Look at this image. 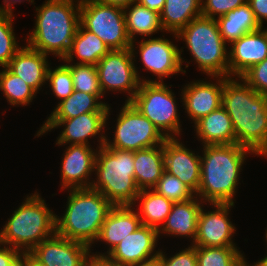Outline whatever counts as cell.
I'll return each instance as SVG.
<instances>
[{
	"label": "cell",
	"instance_id": "obj_24",
	"mask_svg": "<svg viewBox=\"0 0 267 266\" xmlns=\"http://www.w3.org/2000/svg\"><path fill=\"white\" fill-rule=\"evenodd\" d=\"M194 126L198 142L206 145L236 144L232 120L223 106L201 118Z\"/></svg>",
	"mask_w": 267,
	"mask_h": 266
},
{
	"label": "cell",
	"instance_id": "obj_8",
	"mask_svg": "<svg viewBox=\"0 0 267 266\" xmlns=\"http://www.w3.org/2000/svg\"><path fill=\"white\" fill-rule=\"evenodd\" d=\"M172 84L140 82L138 91L130 101L138 111L147 117L166 138L183 135L179 103L171 89Z\"/></svg>",
	"mask_w": 267,
	"mask_h": 266
},
{
	"label": "cell",
	"instance_id": "obj_15",
	"mask_svg": "<svg viewBox=\"0 0 267 266\" xmlns=\"http://www.w3.org/2000/svg\"><path fill=\"white\" fill-rule=\"evenodd\" d=\"M207 78L209 76L204 78L205 80L188 81L180 89V103L182 102L186 116L194 124L222 106L223 83L228 77L210 76L209 80Z\"/></svg>",
	"mask_w": 267,
	"mask_h": 266
},
{
	"label": "cell",
	"instance_id": "obj_2",
	"mask_svg": "<svg viewBox=\"0 0 267 266\" xmlns=\"http://www.w3.org/2000/svg\"><path fill=\"white\" fill-rule=\"evenodd\" d=\"M201 149L200 183L195 195L205 204H235L240 172L247 158L256 154L238 144L206 145Z\"/></svg>",
	"mask_w": 267,
	"mask_h": 266
},
{
	"label": "cell",
	"instance_id": "obj_49",
	"mask_svg": "<svg viewBox=\"0 0 267 266\" xmlns=\"http://www.w3.org/2000/svg\"><path fill=\"white\" fill-rule=\"evenodd\" d=\"M49 1L69 2L81 6L86 0H49Z\"/></svg>",
	"mask_w": 267,
	"mask_h": 266
},
{
	"label": "cell",
	"instance_id": "obj_39",
	"mask_svg": "<svg viewBox=\"0 0 267 266\" xmlns=\"http://www.w3.org/2000/svg\"><path fill=\"white\" fill-rule=\"evenodd\" d=\"M240 77L256 92L267 95V58L251 66Z\"/></svg>",
	"mask_w": 267,
	"mask_h": 266
},
{
	"label": "cell",
	"instance_id": "obj_34",
	"mask_svg": "<svg viewBox=\"0 0 267 266\" xmlns=\"http://www.w3.org/2000/svg\"><path fill=\"white\" fill-rule=\"evenodd\" d=\"M65 64L70 68L75 91L94 94L100 100L105 98L100 87L96 65L75 63Z\"/></svg>",
	"mask_w": 267,
	"mask_h": 266
},
{
	"label": "cell",
	"instance_id": "obj_22",
	"mask_svg": "<svg viewBox=\"0 0 267 266\" xmlns=\"http://www.w3.org/2000/svg\"><path fill=\"white\" fill-rule=\"evenodd\" d=\"M205 205L198 196L185 201L173 203L165 223L158 230V237L174 236L190 240L194 243L197 234L198 217L202 206ZM163 234V235H162Z\"/></svg>",
	"mask_w": 267,
	"mask_h": 266
},
{
	"label": "cell",
	"instance_id": "obj_10",
	"mask_svg": "<svg viewBox=\"0 0 267 266\" xmlns=\"http://www.w3.org/2000/svg\"><path fill=\"white\" fill-rule=\"evenodd\" d=\"M144 38L141 41L131 42V52L135 62V71L140 82H158L163 83L168 77L173 75L183 74V69L180 60V48L174 44L171 39L164 37ZM139 53V55H137ZM142 62L144 71L152 73V76L157 78H145L146 76H140L142 71L138 70L136 59ZM141 72V73H140ZM170 76V77H169ZM144 77V78H143ZM164 79V80H163Z\"/></svg>",
	"mask_w": 267,
	"mask_h": 266
},
{
	"label": "cell",
	"instance_id": "obj_35",
	"mask_svg": "<svg viewBox=\"0 0 267 266\" xmlns=\"http://www.w3.org/2000/svg\"><path fill=\"white\" fill-rule=\"evenodd\" d=\"M14 14L0 12V67H6L22 48L14 32Z\"/></svg>",
	"mask_w": 267,
	"mask_h": 266
},
{
	"label": "cell",
	"instance_id": "obj_45",
	"mask_svg": "<svg viewBox=\"0 0 267 266\" xmlns=\"http://www.w3.org/2000/svg\"><path fill=\"white\" fill-rule=\"evenodd\" d=\"M140 5L145 6L146 8L161 12L165 3V0H136Z\"/></svg>",
	"mask_w": 267,
	"mask_h": 266
},
{
	"label": "cell",
	"instance_id": "obj_1",
	"mask_svg": "<svg viewBox=\"0 0 267 266\" xmlns=\"http://www.w3.org/2000/svg\"><path fill=\"white\" fill-rule=\"evenodd\" d=\"M222 106L232 120L236 144L267 158V95L256 92L241 77H228Z\"/></svg>",
	"mask_w": 267,
	"mask_h": 266
},
{
	"label": "cell",
	"instance_id": "obj_44",
	"mask_svg": "<svg viewBox=\"0 0 267 266\" xmlns=\"http://www.w3.org/2000/svg\"><path fill=\"white\" fill-rule=\"evenodd\" d=\"M27 1L30 5L36 4L34 1L35 0H3L2 3L0 4V12L1 13H9V14H14V4L17 3H22Z\"/></svg>",
	"mask_w": 267,
	"mask_h": 266
},
{
	"label": "cell",
	"instance_id": "obj_17",
	"mask_svg": "<svg viewBox=\"0 0 267 266\" xmlns=\"http://www.w3.org/2000/svg\"><path fill=\"white\" fill-rule=\"evenodd\" d=\"M158 242V230L141 225L136 231L121 240L106 257L118 266L148 262L158 257L160 251Z\"/></svg>",
	"mask_w": 267,
	"mask_h": 266
},
{
	"label": "cell",
	"instance_id": "obj_13",
	"mask_svg": "<svg viewBox=\"0 0 267 266\" xmlns=\"http://www.w3.org/2000/svg\"><path fill=\"white\" fill-rule=\"evenodd\" d=\"M103 95L112 92L127 93L125 102H130L138 91L140 81L135 71V62L130 48L110 50L96 64Z\"/></svg>",
	"mask_w": 267,
	"mask_h": 266
},
{
	"label": "cell",
	"instance_id": "obj_6",
	"mask_svg": "<svg viewBox=\"0 0 267 266\" xmlns=\"http://www.w3.org/2000/svg\"><path fill=\"white\" fill-rule=\"evenodd\" d=\"M56 213L39 192L29 193L0 230V243L30 253L56 233Z\"/></svg>",
	"mask_w": 267,
	"mask_h": 266
},
{
	"label": "cell",
	"instance_id": "obj_37",
	"mask_svg": "<svg viewBox=\"0 0 267 266\" xmlns=\"http://www.w3.org/2000/svg\"><path fill=\"white\" fill-rule=\"evenodd\" d=\"M153 190L173 203L185 202L196 196L188 186L166 171L163 172Z\"/></svg>",
	"mask_w": 267,
	"mask_h": 266
},
{
	"label": "cell",
	"instance_id": "obj_29",
	"mask_svg": "<svg viewBox=\"0 0 267 266\" xmlns=\"http://www.w3.org/2000/svg\"><path fill=\"white\" fill-rule=\"evenodd\" d=\"M216 21L221 37L228 46L241 36L261 28L247 2L224 16L218 17Z\"/></svg>",
	"mask_w": 267,
	"mask_h": 266
},
{
	"label": "cell",
	"instance_id": "obj_40",
	"mask_svg": "<svg viewBox=\"0 0 267 266\" xmlns=\"http://www.w3.org/2000/svg\"><path fill=\"white\" fill-rule=\"evenodd\" d=\"M246 2L247 0H202V16L217 19Z\"/></svg>",
	"mask_w": 267,
	"mask_h": 266
},
{
	"label": "cell",
	"instance_id": "obj_16",
	"mask_svg": "<svg viewBox=\"0 0 267 266\" xmlns=\"http://www.w3.org/2000/svg\"><path fill=\"white\" fill-rule=\"evenodd\" d=\"M29 255L39 266H84L91 248L55 233L38 244Z\"/></svg>",
	"mask_w": 267,
	"mask_h": 266
},
{
	"label": "cell",
	"instance_id": "obj_30",
	"mask_svg": "<svg viewBox=\"0 0 267 266\" xmlns=\"http://www.w3.org/2000/svg\"><path fill=\"white\" fill-rule=\"evenodd\" d=\"M139 203V205H138ZM173 202L153 189L140 190L133 207L138 212L142 225L159 230L171 211Z\"/></svg>",
	"mask_w": 267,
	"mask_h": 266
},
{
	"label": "cell",
	"instance_id": "obj_41",
	"mask_svg": "<svg viewBox=\"0 0 267 266\" xmlns=\"http://www.w3.org/2000/svg\"><path fill=\"white\" fill-rule=\"evenodd\" d=\"M251 10L254 13L256 21L261 27L267 22V0H247Z\"/></svg>",
	"mask_w": 267,
	"mask_h": 266
},
{
	"label": "cell",
	"instance_id": "obj_20",
	"mask_svg": "<svg viewBox=\"0 0 267 266\" xmlns=\"http://www.w3.org/2000/svg\"><path fill=\"white\" fill-rule=\"evenodd\" d=\"M229 77H240L251 66L267 58V31L264 27L247 33L228 47Z\"/></svg>",
	"mask_w": 267,
	"mask_h": 266
},
{
	"label": "cell",
	"instance_id": "obj_42",
	"mask_svg": "<svg viewBox=\"0 0 267 266\" xmlns=\"http://www.w3.org/2000/svg\"><path fill=\"white\" fill-rule=\"evenodd\" d=\"M21 252L0 243V266H8Z\"/></svg>",
	"mask_w": 267,
	"mask_h": 266
},
{
	"label": "cell",
	"instance_id": "obj_18",
	"mask_svg": "<svg viewBox=\"0 0 267 266\" xmlns=\"http://www.w3.org/2000/svg\"><path fill=\"white\" fill-rule=\"evenodd\" d=\"M60 167L61 191L90 188L98 148L87 145H67Z\"/></svg>",
	"mask_w": 267,
	"mask_h": 266
},
{
	"label": "cell",
	"instance_id": "obj_4",
	"mask_svg": "<svg viewBox=\"0 0 267 266\" xmlns=\"http://www.w3.org/2000/svg\"><path fill=\"white\" fill-rule=\"evenodd\" d=\"M64 213L56 214V233L88 245L91 250L109 211L114 206L99 191L91 188L67 189ZM94 244V245H93Z\"/></svg>",
	"mask_w": 267,
	"mask_h": 266
},
{
	"label": "cell",
	"instance_id": "obj_36",
	"mask_svg": "<svg viewBox=\"0 0 267 266\" xmlns=\"http://www.w3.org/2000/svg\"><path fill=\"white\" fill-rule=\"evenodd\" d=\"M46 88H50L52 93L59 102L68 98L74 91L73 79L70 68L62 62L60 65L48 68Z\"/></svg>",
	"mask_w": 267,
	"mask_h": 266
},
{
	"label": "cell",
	"instance_id": "obj_52",
	"mask_svg": "<svg viewBox=\"0 0 267 266\" xmlns=\"http://www.w3.org/2000/svg\"><path fill=\"white\" fill-rule=\"evenodd\" d=\"M29 266H39L38 264H36L30 257L29 255Z\"/></svg>",
	"mask_w": 267,
	"mask_h": 266
},
{
	"label": "cell",
	"instance_id": "obj_26",
	"mask_svg": "<svg viewBox=\"0 0 267 266\" xmlns=\"http://www.w3.org/2000/svg\"><path fill=\"white\" fill-rule=\"evenodd\" d=\"M134 177L140 190L153 189L165 171L163 144L134 151Z\"/></svg>",
	"mask_w": 267,
	"mask_h": 266
},
{
	"label": "cell",
	"instance_id": "obj_28",
	"mask_svg": "<svg viewBox=\"0 0 267 266\" xmlns=\"http://www.w3.org/2000/svg\"><path fill=\"white\" fill-rule=\"evenodd\" d=\"M109 105L94 94L74 90L68 98L53 107V111L45 121H61L88 112H107Z\"/></svg>",
	"mask_w": 267,
	"mask_h": 266
},
{
	"label": "cell",
	"instance_id": "obj_19",
	"mask_svg": "<svg viewBox=\"0 0 267 266\" xmlns=\"http://www.w3.org/2000/svg\"><path fill=\"white\" fill-rule=\"evenodd\" d=\"M196 152V153H195ZM199 152L193 151L179 138H167L163 144L165 171L176 176L195 194L198 191L201 175Z\"/></svg>",
	"mask_w": 267,
	"mask_h": 266
},
{
	"label": "cell",
	"instance_id": "obj_11",
	"mask_svg": "<svg viewBox=\"0 0 267 266\" xmlns=\"http://www.w3.org/2000/svg\"><path fill=\"white\" fill-rule=\"evenodd\" d=\"M80 24L96 34L110 50H124L131 46L121 7L86 0L80 6Z\"/></svg>",
	"mask_w": 267,
	"mask_h": 266
},
{
	"label": "cell",
	"instance_id": "obj_47",
	"mask_svg": "<svg viewBox=\"0 0 267 266\" xmlns=\"http://www.w3.org/2000/svg\"><path fill=\"white\" fill-rule=\"evenodd\" d=\"M99 2H103L106 4H111L114 6H118L121 8H125L127 7L129 4H131L132 2H135L136 0H97Z\"/></svg>",
	"mask_w": 267,
	"mask_h": 266
},
{
	"label": "cell",
	"instance_id": "obj_43",
	"mask_svg": "<svg viewBox=\"0 0 267 266\" xmlns=\"http://www.w3.org/2000/svg\"><path fill=\"white\" fill-rule=\"evenodd\" d=\"M84 266H118L116 263L111 262L106 256L90 255Z\"/></svg>",
	"mask_w": 267,
	"mask_h": 266
},
{
	"label": "cell",
	"instance_id": "obj_3",
	"mask_svg": "<svg viewBox=\"0 0 267 266\" xmlns=\"http://www.w3.org/2000/svg\"><path fill=\"white\" fill-rule=\"evenodd\" d=\"M34 7L35 26L27 33L25 44L58 60L64 59L80 24V6L45 0L42 5Z\"/></svg>",
	"mask_w": 267,
	"mask_h": 266
},
{
	"label": "cell",
	"instance_id": "obj_31",
	"mask_svg": "<svg viewBox=\"0 0 267 266\" xmlns=\"http://www.w3.org/2000/svg\"><path fill=\"white\" fill-rule=\"evenodd\" d=\"M202 16V0H165L160 19L166 34L178 33L193 19Z\"/></svg>",
	"mask_w": 267,
	"mask_h": 266
},
{
	"label": "cell",
	"instance_id": "obj_5",
	"mask_svg": "<svg viewBox=\"0 0 267 266\" xmlns=\"http://www.w3.org/2000/svg\"><path fill=\"white\" fill-rule=\"evenodd\" d=\"M176 42H185L191 54V61H187L182 56L184 47L180 48V60L184 74L190 62H195L198 71L206 76L229 77V55L228 45L221 37L216 19L204 16L197 17L190 21L177 34L170 33ZM186 60V62H185Z\"/></svg>",
	"mask_w": 267,
	"mask_h": 266
},
{
	"label": "cell",
	"instance_id": "obj_48",
	"mask_svg": "<svg viewBox=\"0 0 267 266\" xmlns=\"http://www.w3.org/2000/svg\"><path fill=\"white\" fill-rule=\"evenodd\" d=\"M130 266H160V265H159L158 259L156 258V259L150 260L148 262L133 264Z\"/></svg>",
	"mask_w": 267,
	"mask_h": 266
},
{
	"label": "cell",
	"instance_id": "obj_53",
	"mask_svg": "<svg viewBox=\"0 0 267 266\" xmlns=\"http://www.w3.org/2000/svg\"><path fill=\"white\" fill-rule=\"evenodd\" d=\"M264 238H265L264 240H265V242H266L265 245H267V228L265 229V237H264ZM266 247H267V246H266ZM266 251H267V250H266ZM266 254H267V252H266ZM266 254H265V256H267Z\"/></svg>",
	"mask_w": 267,
	"mask_h": 266
},
{
	"label": "cell",
	"instance_id": "obj_21",
	"mask_svg": "<svg viewBox=\"0 0 267 266\" xmlns=\"http://www.w3.org/2000/svg\"><path fill=\"white\" fill-rule=\"evenodd\" d=\"M142 222L132 205L113 206L109 211L96 242L107 245V251L92 252L94 256H106L127 235L136 231ZM103 242V243H102Z\"/></svg>",
	"mask_w": 267,
	"mask_h": 266
},
{
	"label": "cell",
	"instance_id": "obj_46",
	"mask_svg": "<svg viewBox=\"0 0 267 266\" xmlns=\"http://www.w3.org/2000/svg\"><path fill=\"white\" fill-rule=\"evenodd\" d=\"M8 266H29V253H20Z\"/></svg>",
	"mask_w": 267,
	"mask_h": 266
},
{
	"label": "cell",
	"instance_id": "obj_50",
	"mask_svg": "<svg viewBox=\"0 0 267 266\" xmlns=\"http://www.w3.org/2000/svg\"><path fill=\"white\" fill-rule=\"evenodd\" d=\"M264 258L259 259L258 261L254 262L255 266H267V256H263Z\"/></svg>",
	"mask_w": 267,
	"mask_h": 266
},
{
	"label": "cell",
	"instance_id": "obj_27",
	"mask_svg": "<svg viewBox=\"0 0 267 266\" xmlns=\"http://www.w3.org/2000/svg\"><path fill=\"white\" fill-rule=\"evenodd\" d=\"M127 35L131 42L137 40V36L152 38V35L165 30L162 27L160 13L140 5L137 1L123 8Z\"/></svg>",
	"mask_w": 267,
	"mask_h": 266
},
{
	"label": "cell",
	"instance_id": "obj_23",
	"mask_svg": "<svg viewBox=\"0 0 267 266\" xmlns=\"http://www.w3.org/2000/svg\"><path fill=\"white\" fill-rule=\"evenodd\" d=\"M24 45L6 67L40 93L42 87L46 86L47 71L51 65L48 60L50 56Z\"/></svg>",
	"mask_w": 267,
	"mask_h": 266
},
{
	"label": "cell",
	"instance_id": "obj_7",
	"mask_svg": "<svg viewBox=\"0 0 267 266\" xmlns=\"http://www.w3.org/2000/svg\"><path fill=\"white\" fill-rule=\"evenodd\" d=\"M134 151L98 148L91 189L99 191L114 206L133 205L140 189L134 177Z\"/></svg>",
	"mask_w": 267,
	"mask_h": 266
},
{
	"label": "cell",
	"instance_id": "obj_33",
	"mask_svg": "<svg viewBox=\"0 0 267 266\" xmlns=\"http://www.w3.org/2000/svg\"><path fill=\"white\" fill-rule=\"evenodd\" d=\"M197 266H237L246 257L238 246H196Z\"/></svg>",
	"mask_w": 267,
	"mask_h": 266
},
{
	"label": "cell",
	"instance_id": "obj_32",
	"mask_svg": "<svg viewBox=\"0 0 267 266\" xmlns=\"http://www.w3.org/2000/svg\"><path fill=\"white\" fill-rule=\"evenodd\" d=\"M0 91L7 103L13 107L30 105L37 92L7 67L0 70Z\"/></svg>",
	"mask_w": 267,
	"mask_h": 266
},
{
	"label": "cell",
	"instance_id": "obj_14",
	"mask_svg": "<svg viewBox=\"0 0 267 266\" xmlns=\"http://www.w3.org/2000/svg\"><path fill=\"white\" fill-rule=\"evenodd\" d=\"M212 208L208 211L202 206L198 217L197 234L193 246L228 247L237 246L234 234H237L235 223L231 221L232 208L235 204H206ZM233 239V240H232Z\"/></svg>",
	"mask_w": 267,
	"mask_h": 266
},
{
	"label": "cell",
	"instance_id": "obj_9",
	"mask_svg": "<svg viewBox=\"0 0 267 266\" xmlns=\"http://www.w3.org/2000/svg\"><path fill=\"white\" fill-rule=\"evenodd\" d=\"M117 114L113 138L106 134L108 148L138 151L164 144L161 131L131 103L125 102Z\"/></svg>",
	"mask_w": 267,
	"mask_h": 266
},
{
	"label": "cell",
	"instance_id": "obj_51",
	"mask_svg": "<svg viewBox=\"0 0 267 266\" xmlns=\"http://www.w3.org/2000/svg\"><path fill=\"white\" fill-rule=\"evenodd\" d=\"M247 258H243L237 266H255L254 263H249L250 261L246 260Z\"/></svg>",
	"mask_w": 267,
	"mask_h": 266
},
{
	"label": "cell",
	"instance_id": "obj_12",
	"mask_svg": "<svg viewBox=\"0 0 267 266\" xmlns=\"http://www.w3.org/2000/svg\"><path fill=\"white\" fill-rule=\"evenodd\" d=\"M111 106L109 105L107 112H88L81 114L79 116L63 119L61 121H44L40 129L37 130L36 137H42V135L47 134L49 131H55V129L60 127V134L55 145L66 146V145H87L90 144V139L98 138L97 148L105 145L106 131L110 128H106L109 121V115H111ZM108 120V121H107ZM106 128V129H105Z\"/></svg>",
	"mask_w": 267,
	"mask_h": 266
},
{
	"label": "cell",
	"instance_id": "obj_38",
	"mask_svg": "<svg viewBox=\"0 0 267 266\" xmlns=\"http://www.w3.org/2000/svg\"><path fill=\"white\" fill-rule=\"evenodd\" d=\"M165 253L160 249L157 257L160 266H197L196 246L188 245L171 256Z\"/></svg>",
	"mask_w": 267,
	"mask_h": 266
},
{
	"label": "cell",
	"instance_id": "obj_25",
	"mask_svg": "<svg viewBox=\"0 0 267 266\" xmlns=\"http://www.w3.org/2000/svg\"><path fill=\"white\" fill-rule=\"evenodd\" d=\"M109 51L96 34L79 24L68 54L60 62L96 65Z\"/></svg>",
	"mask_w": 267,
	"mask_h": 266
}]
</instances>
